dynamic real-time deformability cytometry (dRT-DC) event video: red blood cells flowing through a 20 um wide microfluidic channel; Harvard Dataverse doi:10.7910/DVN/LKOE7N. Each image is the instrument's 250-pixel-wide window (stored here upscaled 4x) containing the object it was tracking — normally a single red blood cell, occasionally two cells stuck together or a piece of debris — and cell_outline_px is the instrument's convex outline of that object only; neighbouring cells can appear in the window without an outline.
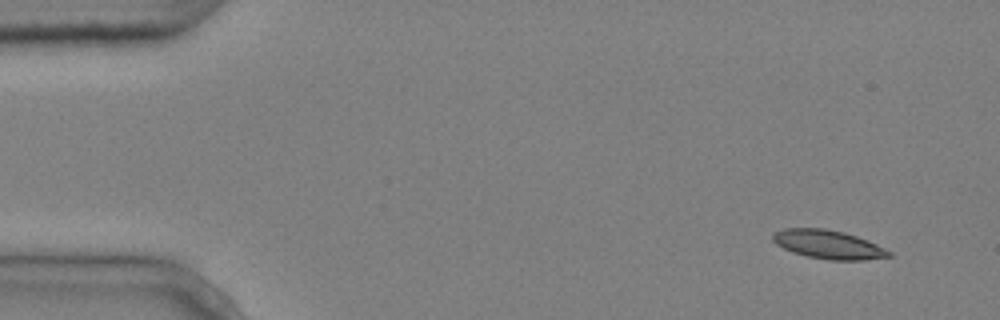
{"species": "common noctule bat (a hibernating species)", "species_latin": "Nyctalus noctula", "temperature_condition": "cold", "stored_images_in_passage": 4, "camera_frame_rate_fps": 3000, "um_per_image_px": 0.085, "animal": {"sex": "male", "body_mass_g": 20.4}, "frame": {"image": 1, "passage_image": 1, "time_ms": 0.0, "image_size_px": [1000, 320], "cell_outline_px": [[892, 256], [864, 260], [828, 260], [808, 256], [792, 252], [776, 244], [772, 240], [772, 232], [784, 228], [824, 228], [844, 232], [868, 240], [892, 252]], "centroid_in_image_um": [70.39, 20.77], "position_along_channel_um": 14.6, "area_um2": 19.48}}
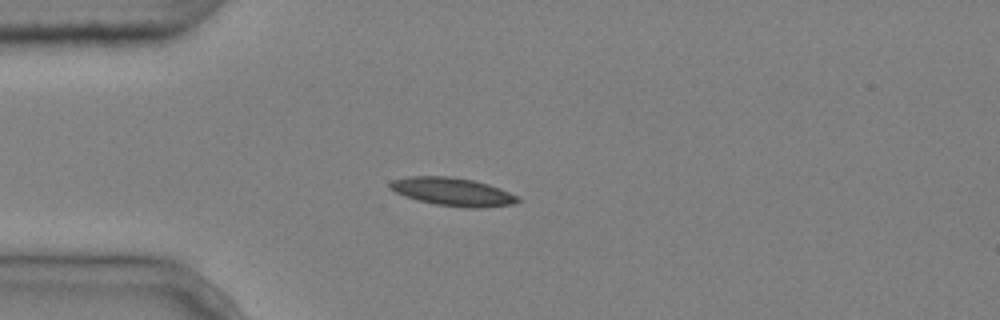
{"frame": {"image": 2, "passage_image": 4, "time_ms": 1.0, "image_size_px": [1000, 320], "cell_outline_px": [[520, 200], [512, 204], [484, 208], [468, 208], [436, 204], [416, 200], [404, 196], [388, 188], [388, 184], [392, 180], [408, 176], [448, 176], [472, 180], [488, 184], [500, 188], [520, 196]], "centroid_in_image_um": [38.47, 16.3], "position_along_channel_um": 46.5, "area_um2": 21.1}}